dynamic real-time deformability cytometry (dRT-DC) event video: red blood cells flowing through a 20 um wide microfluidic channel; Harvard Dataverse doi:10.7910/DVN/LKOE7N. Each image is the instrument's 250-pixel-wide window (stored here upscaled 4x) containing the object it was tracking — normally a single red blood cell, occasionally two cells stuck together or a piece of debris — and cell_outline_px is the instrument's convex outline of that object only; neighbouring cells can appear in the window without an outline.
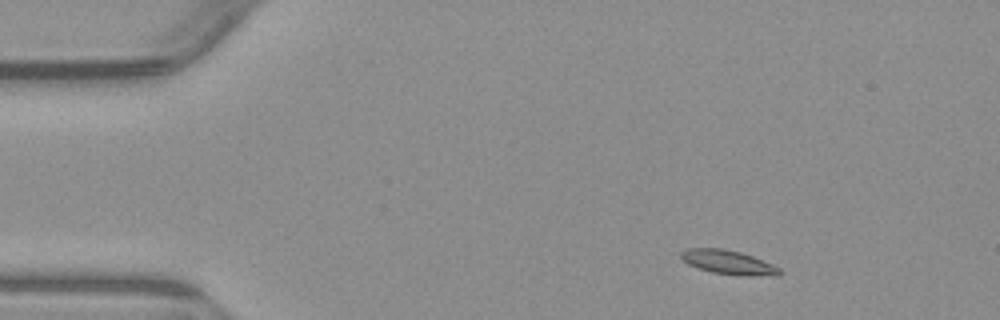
{"species": "common noctule bat (a hibernating species)", "species_latin": "Nyctalus noctula", "temperature_condition": "warm", "stored_images_in_passage": 4, "camera_frame_rate_fps": 3000, "um_per_image_px": 0.085, "animal": {"sex": "male", "body_mass_g": 23.1, "forearm_length_mm": 52.7}, "frame": {"image": 1, "passage_image": 1, "time_ms": 0.0, "image_size_px": [1000, 320], "cell_outline_px": [[784, 272], [780, 276], [740, 276], [712, 272], [688, 264], [680, 256], [680, 252], [688, 248], [724, 248], [740, 252], [752, 256], [772, 264], [780, 268]], "centroid_in_image_um": [61.97, 22.31], "position_along_channel_um": 23.0, "area_um2": 13.99}}
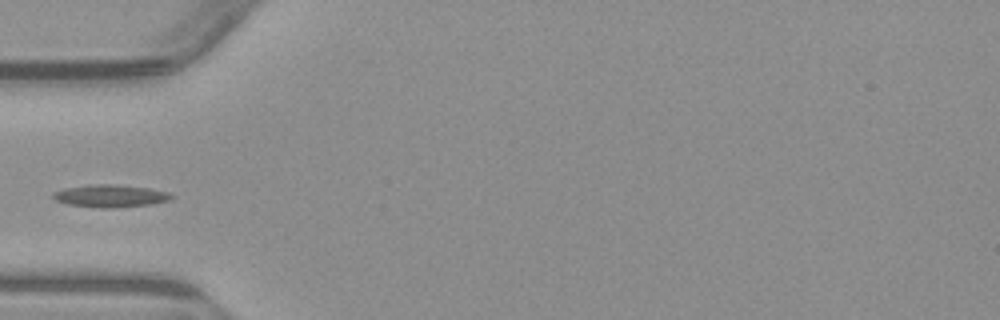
{"frame": {"image": 2, "passage_image": 4, "time_ms": 3.333, "image_size_px": [1000, 320], "cell_outline_px": [[172, 196], [168, 200], [152, 204], [112, 208], [96, 208], [68, 204], [56, 200], [52, 196], [52, 192], [64, 188], [92, 184], [112, 184], [148, 188], [168, 192]], "centroid_in_image_um": [9.33, 16.65], "position_along_channel_um": 75.7, "area_um2": 15.43}}